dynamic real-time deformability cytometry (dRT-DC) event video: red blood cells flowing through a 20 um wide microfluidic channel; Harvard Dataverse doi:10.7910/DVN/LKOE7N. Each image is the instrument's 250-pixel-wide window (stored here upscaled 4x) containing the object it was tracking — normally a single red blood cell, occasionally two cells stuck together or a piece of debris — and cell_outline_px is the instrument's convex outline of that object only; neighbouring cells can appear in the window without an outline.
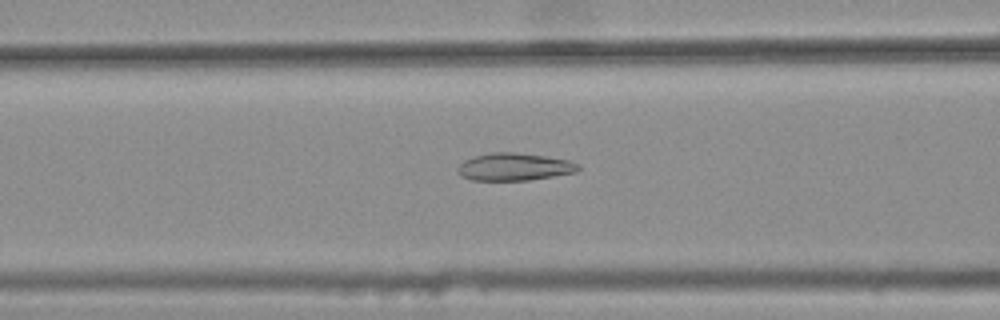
{"species": "common noctule bat (a hibernating species)", "species_latin": "Nyctalus noctula", "temperature_condition": "warm", "stored_images_in_passage": 46, "camera_frame_rate_fps": 3000, "um_per_image_px": 0.085, "animal": {"sex": "female", "body_mass_g": 25.1}, "frame": {"image": 1, "passage_image": 21, "time_ms": 6.667, "image_size_px": [1000, 320], "cell_outline_px": [[580, 168], [576, 172], [528, 180], [472, 180], [460, 176], [456, 172], [456, 168], [464, 160], [472, 156], [492, 152], [512, 152], [544, 156], [572, 160], [580, 164]], "centroid_in_image_um": [43.69, 14.17], "position_along_channel_um": 122.9, "area_um2": 19.48}}
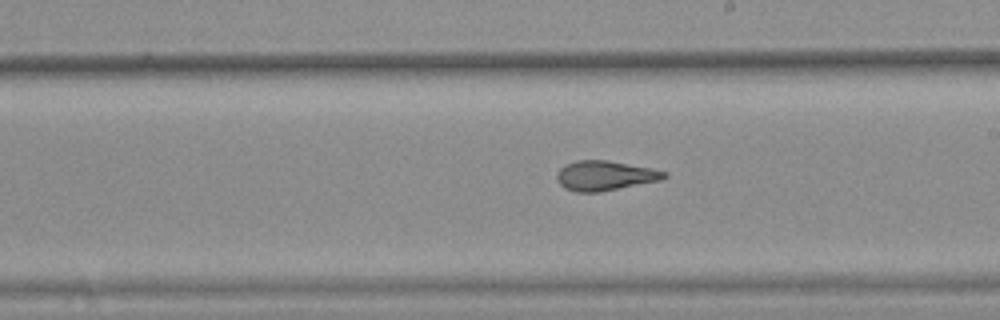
{"frame": {"image": 2, "passage_image": 30, "time_ms": 9.667, "image_size_px": [1000, 320], "cell_outline_px": [[668, 176], [660, 180], [600, 192], [576, 192], [564, 188], [556, 180], [556, 172], [564, 164], [576, 160], [608, 160], [652, 168], [668, 172]], "centroid_in_image_um": [51.39, 14.92], "position_along_channel_um": 237.6, "area_um2": 18.79}}
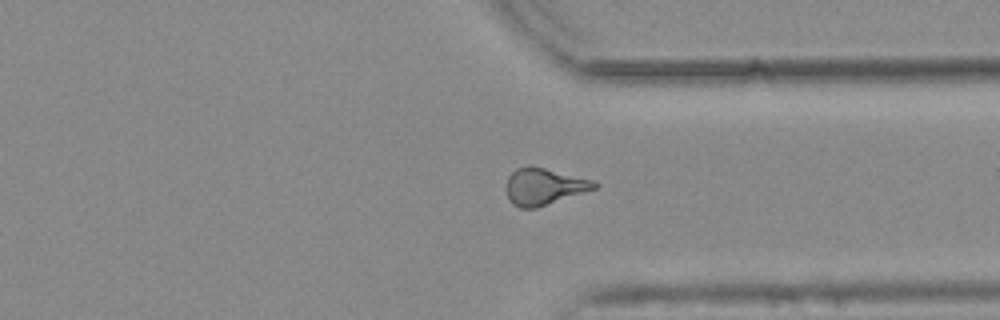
{"frame": {"image": 3, "passage_image": 40, "time_ms": 13.0, "image_size_px": [1000, 320], "cell_outline_px": [[600, 184], [596, 188], [536, 208], [520, 208], [512, 204], [508, 200], [508, 176], [516, 168], [532, 164], [596, 180]], "centroid_in_image_um": [46.27, 15.82], "position_along_channel_um": 365.1, "area_um2": 19.07}, "authors_computed_cell_mechanics": {"area_um2": 19.1029, "velocity_mm_per_s": 3.8284, "shape_relaxation_time_tau1_ms": null, "shape_relaxation_time_tau2_ms": 1.739, "deformation_change_tau1": null, "deformation_change_tau2": 0.1122}}